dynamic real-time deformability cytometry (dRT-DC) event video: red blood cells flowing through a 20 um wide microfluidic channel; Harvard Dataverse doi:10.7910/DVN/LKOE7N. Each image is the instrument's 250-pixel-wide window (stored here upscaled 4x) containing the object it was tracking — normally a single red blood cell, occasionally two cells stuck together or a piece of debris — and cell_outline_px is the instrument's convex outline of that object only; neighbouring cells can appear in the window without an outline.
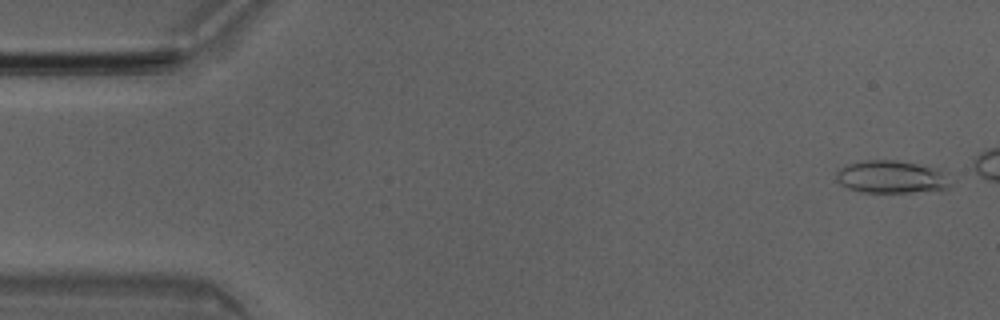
{"species": "Egyptian fruit bat (a non-hibernating species)", "species_latin": "Rousettus aegyptiacus", "temperature_condition": "room temperature", "stored_images_in_passage": 41, "camera_frame_rate_fps": 3000, "um_per_image_px": 0.085, "animal": {"sex": "male"}, "frame": {"image": 1, "passage_image": 2, "time_ms": 0.333, "image_size_px": [1000, 320], "cell_outline_px": [[952, 184], [948, 188], [908, 192], [860, 192], [848, 188], [840, 184], [836, 180], [836, 172], [840, 168], [848, 164], [864, 160], [896, 160], [936, 168], [948, 172]], "centroid_in_image_um": [75.78, 15.03], "position_along_channel_um": 9.2, "area_um2": 21.85}}
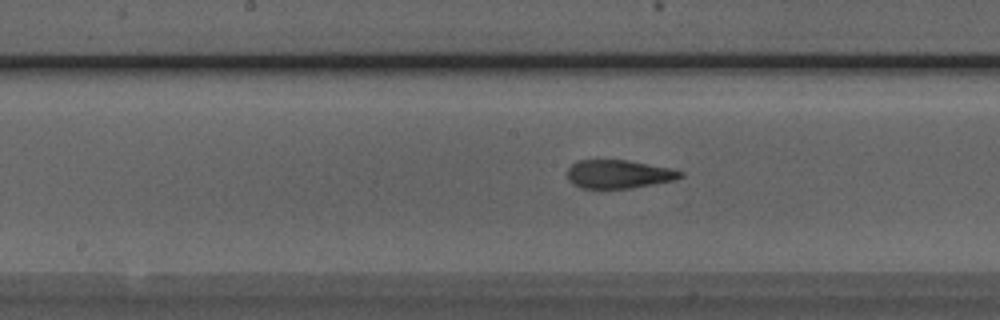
{"frame": {"image": 2, "passage_image": 25, "time_ms": 8.0, "image_size_px": [1000, 320], "cell_outline_px": [[684, 176], [676, 180], [632, 188], [580, 188], [572, 184], [568, 180], [568, 168], [572, 164], [580, 160], [628, 160], [668, 168], [684, 172]], "centroid_in_image_um": [52.59, 14.81], "position_along_channel_um": 195.6, "area_um2": 18.73}}
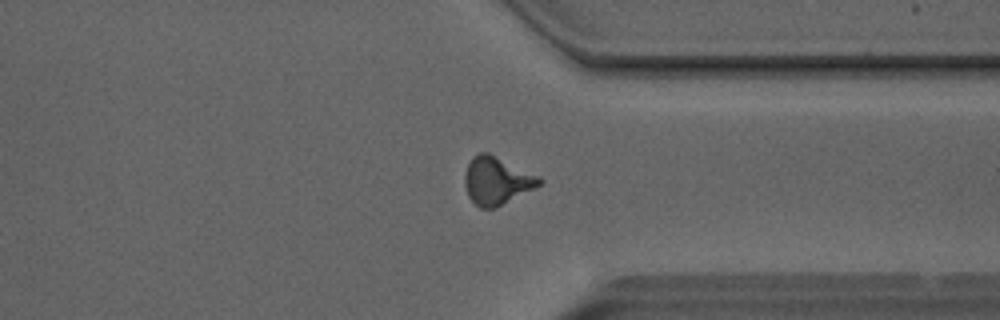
{"frame": {"image": 3, "passage_image": 38, "time_ms": 12.333, "image_size_px": [1000, 320], "cell_outline_px": [[544, 180], [540, 184], [496, 208], [480, 208], [468, 196], [464, 184], [464, 176], [468, 164], [472, 156], [480, 152], [488, 152], [540, 176]], "centroid_in_image_um": [42.2, 15.34], "position_along_channel_um": 369.2, "area_um2": 20.63}}